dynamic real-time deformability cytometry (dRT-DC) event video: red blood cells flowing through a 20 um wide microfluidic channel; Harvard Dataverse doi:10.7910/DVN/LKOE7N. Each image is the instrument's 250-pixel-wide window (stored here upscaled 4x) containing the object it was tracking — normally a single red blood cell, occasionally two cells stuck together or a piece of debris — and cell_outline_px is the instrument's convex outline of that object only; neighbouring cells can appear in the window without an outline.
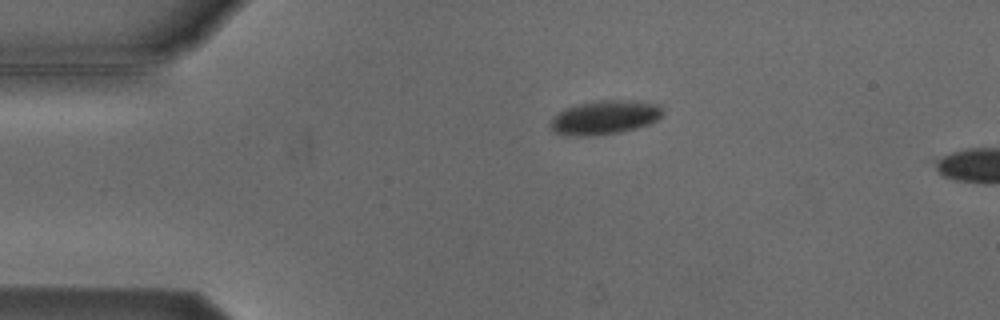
{"species": "Egyptian fruit bat (a non-hibernating species)", "species_latin": "Rousettus aegyptiacus", "temperature_condition": "cold", "stored_images_in_passage": 3, "camera_frame_rate_fps": 3000, "um_per_image_px": 0.085, "animal": {"sex": "male"}, "frame": {"image": 1, "passage_image": 1, "time_ms": 0.0, "image_size_px": [1000, 320], "cell_outline_px": [[664, 112], [656, 120], [648, 124], [636, 128], [620, 132], [588, 136], [564, 136], [548, 128], [548, 124], [552, 116], [556, 112], [564, 108], [580, 104], [600, 100], [636, 100], [660, 104], [664, 108]], "centroid_in_image_um": [51.36, 9.98], "position_along_channel_um": 33.6, "area_um2": 22.66}}